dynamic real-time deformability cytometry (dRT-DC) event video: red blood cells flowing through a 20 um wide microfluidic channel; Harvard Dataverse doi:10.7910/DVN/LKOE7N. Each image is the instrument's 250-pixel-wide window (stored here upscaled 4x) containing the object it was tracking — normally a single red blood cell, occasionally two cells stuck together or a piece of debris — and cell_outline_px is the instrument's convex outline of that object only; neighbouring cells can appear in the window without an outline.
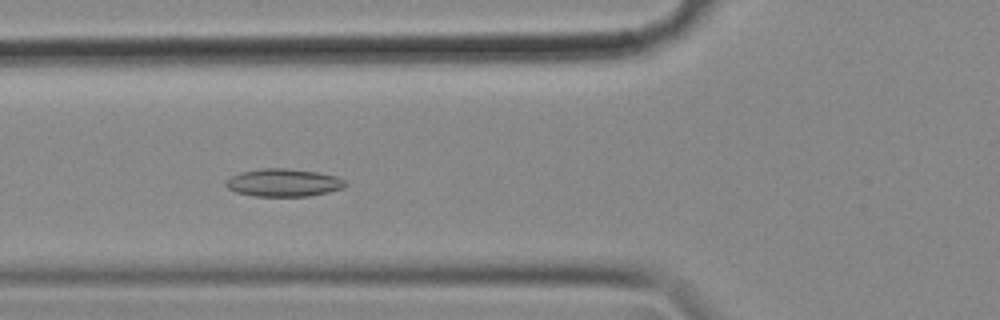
{"species": "common noctule bat (a hibernating species)", "species_latin": "Nyctalus noctula", "temperature_condition": "cold", "stored_images_in_passage": 10, "camera_frame_rate_fps": 3000, "um_per_image_px": 0.085, "animal": {"sex": "female", "body_mass_g": 18.4}, "frame": {"image": 1, "passage_image": 7, "time_ms": 2.0, "image_size_px": [1000, 320], "cell_outline_px": [[348, 184], [344, 188], [328, 192], [308, 196], [256, 196], [236, 192], [228, 188], [224, 184], [232, 176], [240, 172], [260, 168], [288, 168], [316, 172], [336, 176], [344, 180]], "centroid_in_image_um": [24.11, 15.52], "position_along_channel_um": 101.7, "area_um2": 19.31}}